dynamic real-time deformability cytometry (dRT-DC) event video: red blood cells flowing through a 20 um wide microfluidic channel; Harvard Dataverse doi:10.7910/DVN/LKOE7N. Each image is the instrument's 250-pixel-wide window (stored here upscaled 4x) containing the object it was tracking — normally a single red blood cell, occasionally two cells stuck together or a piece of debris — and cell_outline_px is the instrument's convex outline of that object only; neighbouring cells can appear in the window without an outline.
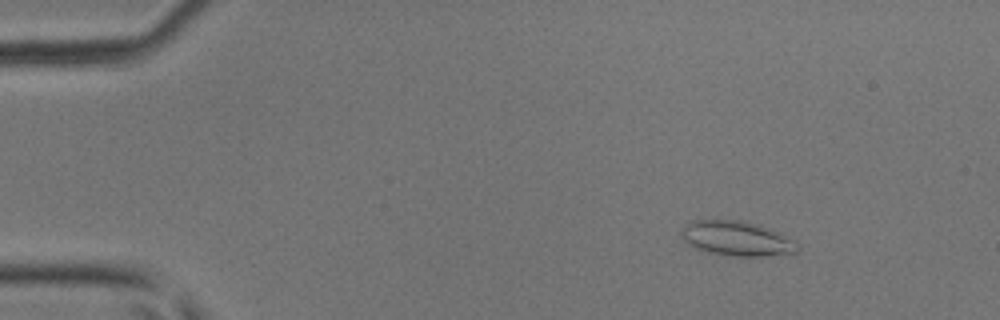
{"species": "common noctule bat (a hibernating species)", "species_latin": "Nyctalus noctula", "temperature_condition": "room temperature", "stored_images_in_passage": 47, "camera_frame_rate_fps": 3000, "um_per_image_px": 0.085, "animal": {"sex": "male", "body_mass_g": 17.9, "forearm_length_mm": 54.2}, "frame": {"image": 1, "passage_image": 7, "time_ms": 2.0, "image_size_px": [1000, 320], "cell_outline_px": [[796, 252], [760, 256], [732, 256], [708, 252], [696, 248], [684, 240], [680, 236], [680, 232], [692, 220], [744, 220], [760, 224], [772, 228], [796, 240]], "centroid_in_image_um": [62.64, 20.25], "position_along_channel_um": 22.4, "area_um2": 23.52}}
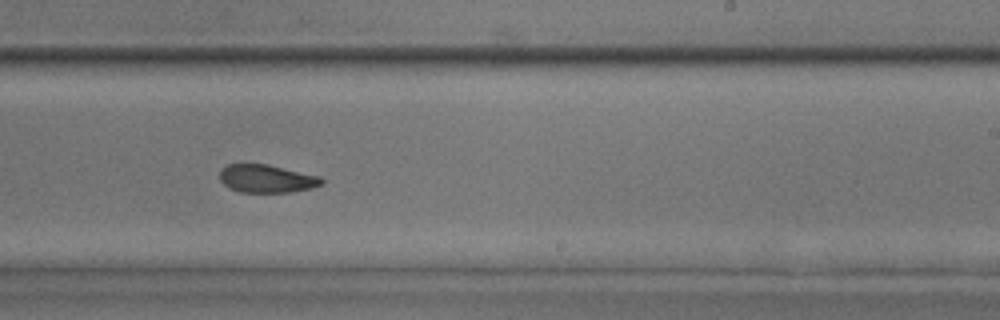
{"frame": {"image": 2, "passage_image": 30, "time_ms": 9.667, "image_size_px": [1000, 320], "cell_outline_px": [[324, 184], [312, 188], [292, 192], [240, 192], [228, 188], [220, 180], [220, 168], [228, 164], [268, 164], [320, 176], [324, 180]], "centroid_in_image_um": [22.67, 15.18], "position_along_channel_um": 266.3, "area_um2": 16.82}}
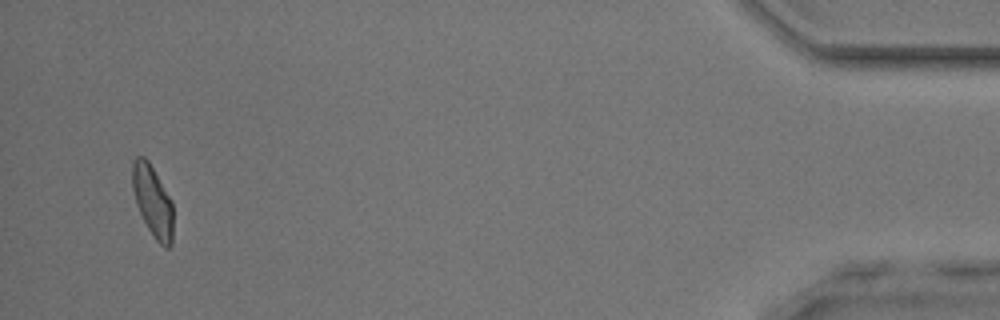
{"frame": {"image": 3, "passage_image": 46, "time_ms": 15.0, "image_size_px": [1000, 320], "cell_outline_px": [[172, 244], [168, 248], [164, 248], [156, 240], [148, 228], [136, 204], [132, 188], [132, 160], [136, 156], [144, 156], [148, 160], [172, 200]], "centroid_in_image_um": [12.97, 17.07], "position_along_channel_um": 422.2, "area_um2": 16.94}}